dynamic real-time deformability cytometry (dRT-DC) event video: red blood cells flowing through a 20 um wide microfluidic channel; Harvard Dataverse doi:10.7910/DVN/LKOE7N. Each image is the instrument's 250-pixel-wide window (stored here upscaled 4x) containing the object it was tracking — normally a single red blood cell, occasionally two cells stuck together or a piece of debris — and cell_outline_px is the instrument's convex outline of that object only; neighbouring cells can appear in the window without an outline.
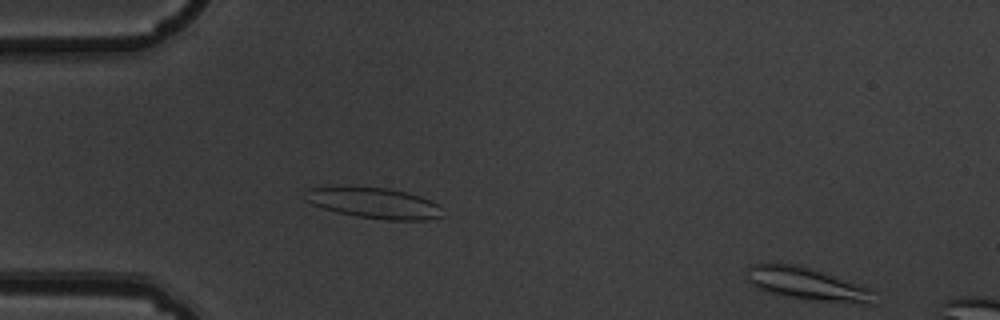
{"species": "common noctule bat (a hibernating species)", "species_latin": "Nyctalus noctula", "temperature_condition": "warm", "stored_images_in_passage": 5, "camera_frame_rate_fps": 3000, "um_per_image_px": 0.085, "animal": {"sex": "male", "body_mass_g": 19.5, "forearm_length_mm": 54.6}, "frame": {"image": 1, "passage_image": 5, "time_ms": 1.333, "image_size_px": [1000, 320], "cell_outline_px": [[876, 292], [872, 304], [860, 304], [820, 300], [784, 296], [764, 292], [752, 284], [744, 276], [744, 272], [748, 264], [796, 264], [812, 268], [872, 288]], "centroid_in_image_um": [68.59, 24.12], "position_along_channel_um": 16.4, "area_um2": 24.45}}